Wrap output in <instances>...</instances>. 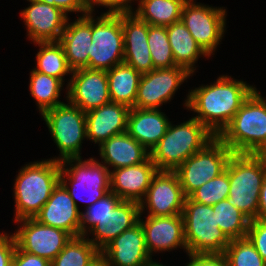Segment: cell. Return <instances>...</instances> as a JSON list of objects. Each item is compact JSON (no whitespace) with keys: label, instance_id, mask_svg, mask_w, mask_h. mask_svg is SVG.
<instances>
[{"label":"cell","instance_id":"cell-1","mask_svg":"<svg viewBox=\"0 0 266 266\" xmlns=\"http://www.w3.org/2000/svg\"><path fill=\"white\" fill-rule=\"evenodd\" d=\"M255 89L246 82L223 75L214 84L191 90L184 104L198 114L194 118L218 137Z\"/></svg>","mask_w":266,"mask_h":266},{"label":"cell","instance_id":"cell-2","mask_svg":"<svg viewBox=\"0 0 266 266\" xmlns=\"http://www.w3.org/2000/svg\"><path fill=\"white\" fill-rule=\"evenodd\" d=\"M61 164L56 158L36 161L20 169L15 184V220L35 218L60 182Z\"/></svg>","mask_w":266,"mask_h":266},{"label":"cell","instance_id":"cell-3","mask_svg":"<svg viewBox=\"0 0 266 266\" xmlns=\"http://www.w3.org/2000/svg\"><path fill=\"white\" fill-rule=\"evenodd\" d=\"M214 138L194 117L176 126L170 122L165 135L151 150L150 158L158 171H174Z\"/></svg>","mask_w":266,"mask_h":266},{"label":"cell","instance_id":"cell-4","mask_svg":"<svg viewBox=\"0 0 266 266\" xmlns=\"http://www.w3.org/2000/svg\"><path fill=\"white\" fill-rule=\"evenodd\" d=\"M218 138L235 154H252L266 144V100L257 89Z\"/></svg>","mask_w":266,"mask_h":266},{"label":"cell","instance_id":"cell-5","mask_svg":"<svg viewBox=\"0 0 266 266\" xmlns=\"http://www.w3.org/2000/svg\"><path fill=\"white\" fill-rule=\"evenodd\" d=\"M182 216L187 254H224L230 239L219 228L210 205L185 198Z\"/></svg>","mask_w":266,"mask_h":266},{"label":"cell","instance_id":"cell-6","mask_svg":"<svg viewBox=\"0 0 266 266\" xmlns=\"http://www.w3.org/2000/svg\"><path fill=\"white\" fill-rule=\"evenodd\" d=\"M228 201L250 220L257 219L260 190L266 171L252 154L233 153L228 160Z\"/></svg>","mask_w":266,"mask_h":266},{"label":"cell","instance_id":"cell-7","mask_svg":"<svg viewBox=\"0 0 266 266\" xmlns=\"http://www.w3.org/2000/svg\"><path fill=\"white\" fill-rule=\"evenodd\" d=\"M73 162H75V165ZM66 163L70 167L64 168L67 166ZM101 163L94 160V158L84 161L81 158L66 159L60 162V183L68 191L77 207L76 199L89 203V206H86L87 208L110 192V169L103 164V161ZM68 180L69 183H67ZM68 184H71V187ZM78 190L82 192V196L78 194Z\"/></svg>","mask_w":266,"mask_h":266},{"label":"cell","instance_id":"cell-8","mask_svg":"<svg viewBox=\"0 0 266 266\" xmlns=\"http://www.w3.org/2000/svg\"><path fill=\"white\" fill-rule=\"evenodd\" d=\"M41 115L61 154L56 161L81 158V143L87 138L86 112L68 102L48 109Z\"/></svg>","mask_w":266,"mask_h":266},{"label":"cell","instance_id":"cell-9","mask_svg":"<svg viewBox=\"0 0 266 266\" xmlns=\"http://www.w3.org/2000/svg\"><path fill=\"white\" fill-rule=\"evenodd\" d=\"M233 152L215 137L203 149L185 160L174 172L185 197L225 171Z\"/></svg>","mask_w":266,"mask_h":266},{"label":"cell","instance_id":"cell-10","mask_svg":"<svg viewBox=\"0 0 266 266\" xmlns=\"http://www.w3.org/2000/svg\"><path fill=\"white\" fill-rule=\"evenodd\" d=\"M124 62L122 14L92 15V43L88 69L108 71Z\"/></svg>","mask_w":266,"mask_h":266},{"label":"cell","instance_id":"cell-11","mask_svg":"<svg viewBox=\"0 0 266 266\" xmlns=\"http://www.w3.org/2000/svg\"><path fill=\"white\" fill-rule=\"evenodd\" d=\"M225 17L226 9L187 0L182 9L181 21L201 48L211 56L225 32Z\"/></svg>","mask_w":266,"mask_h":266},{"label":"cell","instance_id":"cell-12","mask_svg":"<svg viewBox=\"0 0 266 266\" xmlns=\"http://www.w3.org/2000/svg\"><path fill=\"white\" fill-rule=\"evenodd\" d=\"M23 223L13 233L16 246L24 251L50 262L63 250L72 236L66 231L46 226L34 218H26L16 221Z\"/></svg>","mask_w":266,"mask_h":266},{"label":"cell","instance_id":"cell-13","mask_svg":"<svg viewBox=\"0 0 266 266\" xmlns=\"http://www.w3.org/2000/svg\"><path fill=\"white\" fill-rule=\"evenodd\" d=\"M191 74L183 67L153 69L141 76L134 108L159 109Z\"/></svg>","mask_w":266,"mask_h":266},{"label":"cell","instance_id":"cell-14","mask_svg":"<svg viewBox=\"0 0 266 266\" xmlns=\"http://www.w3.org/2000/svg\"><path fill=\"white\" fill-rule=\"evenodd\" d=\"M185 195L174 171H157L150 186L139 202L140 215L148 208V216H174L182 214ZM147 207H146V206Z\"/></svg>","mask_w":266,"mask_h":266},{"label":"cell","instance_id":"cell-15","mask_svg":"<svg viewBox=\"0 0 266 266\" xmlns=\"http://www.w3.org/2000/svg\"><path fill=\"white\" fill-rule=\"evenodd\" d=\"M70 75L66 94L70 104L88 112L111 102L106 71L82 68Z\"/></svg>","mask_w":266,"mask_h":266},{"label":"cell","instance_id":"cell-16","mask_svg":"<svg viewBox=\"0 0 266 266\" xmlns=\"http://www.w3.org/2000/svg\"><path fill=\"white\" fill-rule=\"evenodd\" d=\"M20 14L27 27L29 39L36 42H58L68 19L57 7L35 0Z\"/></svg>","mask_w":266,"mask_h":266},{"label":"cell","instance_id":"cell-17","mask_svg":"<svg viewBox=\"0 0 266 266\" xmlns=\"http://www.w3.org/2000/svg\"><path fill=\"white\" fill-rule=\"evenodd\" d=\"M81 214L68 191L59 182L34 219L43 225L62 229L72 237H79Z\"/></svg>","mask_w":266,"mask_h":266},{"label":"cell","instance_id":"cell-18","mask_svg":"<svg viewBox=\"0 0 266 266\" xmlns=\"http://www.w3.org/2000/svg\"><path fill=\"white\" fill-rule=\"evenodd\" d=\"M148 27L149 24L141 20L135 13L122 14L124 63L141 75L154 69L147 41Z\"/></svg>","mask_w":266,"mask_h":266},{"label":"cell","instance_id":"cell-19","mask_svg":"<svg viewBox=\"0 0 266 266\" xmlns=\"http://www.w3.org/2000/svg\"><path fill=\"white\" fill-rule=\"evenodd\" d=\"M144 231L148 254L153 251H168L182 247L187 252L184 237V219L182 214L174 216H147L146 220L139 218Z\"/></svg>","mask_w":266,"mask_h":266},{"label":"cell","instance_id":"cell-20","mask_svg":"<svg viewBox=\"0 0 266 266\" xmlns=\"http://www.w3.org/2000/svg\"><path fill=\"white\" fill-rule=\"evenodd\" d=\"M101 252L109 266H144L152 260L140 221L113 239Z\"/></svg>","mask_w":266,"mask_h":266},{"label":"cell","instance_id":"cell-21","mask_svg":"<svg viewBox=\"0 0 266 266\" xmlns=\"http://www.w3.org/2000/svg\"><path fill=\"white\" fill-rule=\"evenodd\" d=\"M154 162L149 157L145 162L113 169L110 171V192L121 200L140 202L157 173Z\"/></svg>","mask_w":266,"mask_h":266},{"label":"cell","instance_id":"cell-22","mask_svg":"<svg viewBox=\"0 0 266 266\" xmlns=\"http://www.w3.org/2000/svg\"><path fill=\"white\" fill-rule=\"evenodd\" d=\"M130 108L109 102L86 112L87 139L99 146L112 136L127 132Z\"/></svg>","mask_w":266,"mask_h":266},{"label":"cell","instance_id":"cell-23","mask_svg":"<svg viewBox=\"0 0 266 266\" xmlns=\"http://www.w3.org/2000/svg\"><path fill=\"white\" fill-rule=\"evenodd\" d=\"M66 56L69 68H88L89 52L92 43V14L78 17L74 22L67 21L58 41Z\"/></svg>","mask_w":266,"mask_h":266},{"label":"cell","instance_id":"cell-24","mask_svg":"<svg viewBox=\"0 0 266 266\" xmlns=\"http://www.w3.org/2000/svg\"><path fill=\"white\" fill-rule=\"evenodd\" d=\"M170 121L159 109L130 108L127 133L149 152L165 135Z\"/></svg>","mask_w":266,"mask_h":266},{"label":"cell","instance_id":"cell-25","mask_svg":"<svg viewBox=\"0 0 266 266\" xmlns=\"http://www.w3.org/2000/svg\"><path fill=\"white\" fill-rule=\"evenodd\" d=\"M100 156L109 169L128 167L145 162L150 152L127 132L112 136L100 145Z\"/></svg>","mask_w":266,"mask_h":266},{"label":"cell","instance_id":"cell-26","mask_svg":"<svg viewBox=\"0 0 266 266\" xmlns=\"http://www.w3.org/2000/svg\"><path fill=\"white\" fill-rule=\"evenodd\" d=\"M140 217V206L138 202L121 200L112 210V218L106 225H96L90 230V233L95 238L89 240L101 251L121 233L136 225Z\"/></svg>","mask_w":266,"mask_h":266},{"label":"cell","instance_id":"cell-27","mask_svg":"<svg viewBox=\"0 0 266 266\" xmlns=\"http://www.w3.org/2000/svg\"><path fill=\"white\" fill-rule=\"evenodd\" d=\"M167 35L176 66L185 68L193 75L198 58L209 55L195 41L181 20L167 26Z\"/></svg>","mask_w":266,"mask_h":266},{"label":"cell","instance_id":"cell-28","mask_svg":"<svg viewBox=\"0 0 266 266\" xmlns=\"http://www.w3.org/2000/svg\"><path fill=\"white\" fill-rule=\"evenodd\" d=\"M106 73L111 102L133 108L142 75L124 62Z\"/></svg>","mask_w":266,"mask_h":266},{"label":"cell","instance_id":"cell-29","mask_svg":"<svg viewBox=\"0 0 266 266\" xmlns=\"http://www.w3.org/2000/svg\"><path fill=\"white\" fill-rule=\"evenodd\" d=\"M138 1V0H137ZM187 0H140L135 13L149 25L167 27L181 20Z\"/></svg>","mask_w":266,"mask_h":266},{"label":"cell","instance_id":"cell-30","mask_svg":"<svg viewBox=\"0 0 266 266\" xmlns=\"http://www.w3.org/2000/svg\"><path fill=\"white\" fill-rule=\"evenodd\" d=\"M63 87V82L53 76L37 72L34 69L30 75V93L37 101L39 113L54 108L64 102L59 101L60 91Z\"/></svg>","mask_w":266,"mask_h":266},{"label":"cell","instance_id":"cell-31","mask_svg":"<svg viewBox=\"0 0 266 266\" xmlns=\"http://www.w3.org/2000/svg\"><path fill=\"white\" fill-rule=\"evenodd\" d=\"M39 45V52L36 54L37 66L35 71L56 77L64 82V77L72 73L59 42H36Z\"/></svg>","mask_w":266,"mask_h":266},{"label":"cell","instance_id":"cell-32","mask_svg":"<svg viewBox=\"0 0 266 266\" xmlns=\"http://www.w3.org/2000/svg\"><path fill=\"white\" fill-rule=\"evenodd\" d=\"M216 211V219L219 228L230 239H242L247 236L250 219L228 199H224L212 206Z\"/></svg>","mask_w":266,"mask_h":266},{"label":"cell","instance_id":"cell-33","mask_svg":"<svg viewBox=\"0 0 266 266\" xmlns=\"http://www.w3.org/2000/svg\"><path fill=\"white\" fill-rule=\"evenodd\" d=\"M72 237L63 250L51 261V266H87L100 252L89 237Z\"/></svg>","mask_w":266,"mask_h":266},{"label":"cell","instance_id":"cell-34","mask_svg":"<svg viewBox=\"0 0 266 266\" xmlns=\"http://www.w3.org/2000/svg\"><path fill=\"white\" fill-rule=\"evenodd\" d=\"M148 45L154 69L176 66L167 35V27L149 25Z\"/></svg>","mask_w":266,"mask_h":266},{"label":"cell","instance_id":"cell-35","mask_svg":"<svg viewBox=\"0 0 266 266\" xmlns=\"http://www.w3.org/2000/svg\"><path fill=\"white\" fill-rule=\"evenodd\" d=\"M120 201L119 197L109 192L102 199L87 207L85 212L81 214L80 236H86V233L90 232L96 225H106L112 218V210ZM87 224L89 228H87Z\"/></svg>","mask_w":266,"mask_h":266},{"label":"cell","instance_id":"cell-36","mask_svg":"<svg viewBox=\"0 0 266 266\" xmlns=\"http://www.w3.org/2000/svg\"><path fill=\"white\" fill-rule=\"evenodd\" d=\"M224 256L228 266H266V262L247 237L231 240Z\"/></svg>","mask_w":266,"mask_h":266},{"label":"cell","instance_id":"cell-37","mask_svg":"<svg viewBox=\"0 0 266 266\" xmlns=\"http://www.w3.org/2000/svg\"><path fill=\"white\" fill-rule=\"evenodd\" d=\"M230 189L228 163L224 172L219 176L204 183L201 187L196 189L189 198L205 205L213 206L216 203L228 198Z\"/></svg>","mask_w":266,"mask_h":266},{"label":"cell","instance_id":"cell-38","mask_svg":"<svg viewBox=\"0 0 266 266\" xmlns=\"http://www.w3.org/2000/svg\"><path fill=\"white\" fill-rule=\"evenodd\" d=\"M246 237L266 262V221L260 219L250 220Z\"/></svg>","mask_w":266,"mask_h":266},{"label":"cell","instance_id":"cell-39","mask_svg":"<svg viewBox=\"0 0 266 266\" xmlns=\"http://www.w3.org/2000/svg\"><path fill=\"white\" fill-rule=\"evenodd\" d=\"M133 0H85L87 14H92L94 6L109 7V10L103 14L118 15L133 12L131 7ZM130 3V4H128Z\"/></svg>","mask_w":266,"mask_h":266},{"label":"cell","instance_id":"cell-40","mask_svg":"<svg viewBox=\"0 0 266 266\" xmlns=\"http://www.w3.org/2000/svg\"><path fill=\"white\" fill-rule=\"evenodd\" d=\"M12 266H51V262L37 255L24 252L16 246Z\"/></svg>","mask_w":266,"mask_h":266},{"label":"cell","instance_id":"cell-41","mask_svg":"<svg viewBox=\"0 0 266 266\" xmlns=\"http://www.w3.org/2000/svg\"><path fill=\"white\" fill-rule=\"evenodd\" d=\"M16 250L14 235L0 233V266H11Z\"/></svg>","mask_w":266,"mask_h":266},{"label":"cell","instance_id":"cell-42","mask_svg":"<svg viewBox=\"0 0 266 266\" xmlns=\"http://www.w3.org/2000/svg\"><path fill=\"white\" fill-rule=\"evenodd\" d=\"M186 266H228L224 254H191Z\"/></svg>","mask_w":266,"mask_h":266},{"label":"cell","instance_id":"cell-43","mask_svg":"<svg viewBox=\"0 0 266 266\" xmlns=\"http://www.w3.org/2000/svg\"><path fill=\"white\" fill-rule=\"evenodd\" d=\"M46 3L62 10L65 14L69 12H82V16L87 15L85 0H35ZM84 13V14H83Z\"/></svg>","mask_w":266,"mask_h":266},{"label":"cell","instance_id":"cell-44","mask_svg":"<svg viewBox=\"0 0 266 266\" xmlns=\"http://www.w3.org/2000/svg\"><path fill=\"white\" fill-rule=\"evenodd\" d=\"M257 219L266 221V177L262 183L259 197V208Z\"/></svg>","mask_w":266,"mask_h":266},{"label":"cell","instance_id":"cell-45","mask_svg":"<svg viewBox=\"0 0 266 266\" xmlns=\"http://www.w3.org/2000/svg\"><path fill=\"white\" fill-rule=\"evenodd\" d=\"M252 155L260 162L266 171V144L261 145Z\"/></svg>","mask_w":266,"mask_h":266},{"label":"cell","instance_id":"cell-46","mask_svg":"<svg viewBox=\"0 0 266 266\" xmlns=\"http://www.w3.org/2000/svg\"><path fill=\"white\" fill-rule=\"evenodd\" d=\"M87 266H109L106 256L100 251Z\"/></svg>","mask_w":266,"mask_h":266},{"label":"cell","instance_id":"cell-47","mask_svg":"<svg viewBox=\"0 0 266 266\" xmlns=\"http://www.w3.org/2000/svg\"><path fill=\"white\" fill-rule=\"evenodd\" d=\"M144 266H166V265H163V264H160V263H156V262H153L152 260L149 261L148 263H146Z\"/></svg>","mask_w":266,"mask_h":266}]
</instances>
